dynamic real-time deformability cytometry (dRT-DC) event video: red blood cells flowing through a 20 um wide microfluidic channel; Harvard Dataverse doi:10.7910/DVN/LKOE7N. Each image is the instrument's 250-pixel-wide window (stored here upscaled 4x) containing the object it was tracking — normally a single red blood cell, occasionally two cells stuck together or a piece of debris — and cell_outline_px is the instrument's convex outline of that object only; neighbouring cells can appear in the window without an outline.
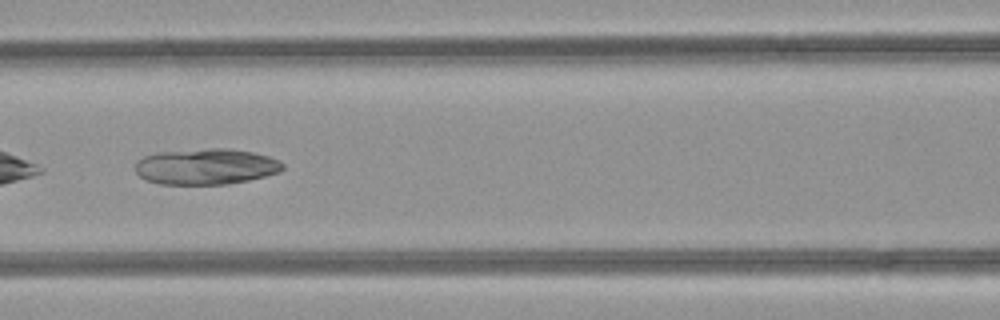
{"species": "common noctule bat (a hibernating species)", "species_latin": "Nyctalus noctula", "temperature_condition": "room temperature", "stored_images_in_passage": 32, "camera_frame_rate_fps": 3000, "um_per_image_px": 0.085, "animal": {"sex": "female", "body_mass_g": 21.9}, "frame": {"image": 1, "passage_image": 10, "time_ms": 3.0, "image_size_px": [1000, 320], "cell_outline_px": [[284, 168], [280, 172], [248, 180], [228, 184], [160, 184], [144, 180], [136, 172], [136, 164], [144, 156], [156, 152], [208, 148], [228, 148], [252, 152], [268, 156], [280, 160], [284, 164]], "centroid_in_image_um": [17.52, 14.15], "position_along_channel_um": 149.1, "area_um2": 30.98}}
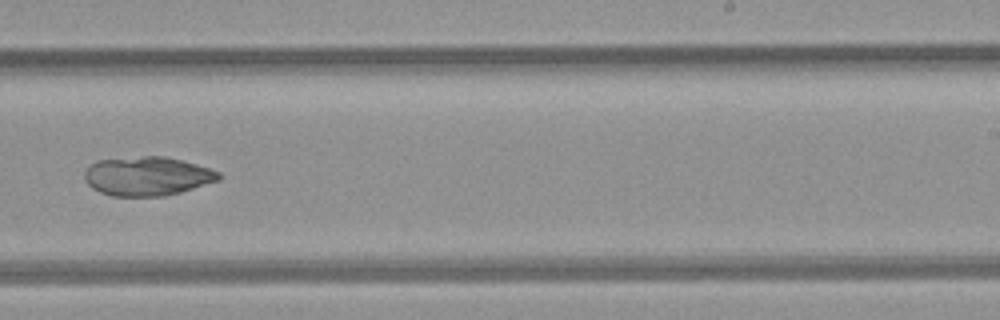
{"frame": {"image": 2, "passage_image": 19, "time_ms": 6.0, "image_size_px": [1000, 320], "cell_outline_px": [[220, 180], [180, 192], [164, 196], [112, 196], [100, 192], [92, 188], [84, 180], [84, 172], [96, 160], [144, 156], [164, 156], [196, 164], [220, 172]], "centroid_in_image_um": [12.5, 14.98], "position_along_channel_um": 276.5, "area_um2": 30.4}}